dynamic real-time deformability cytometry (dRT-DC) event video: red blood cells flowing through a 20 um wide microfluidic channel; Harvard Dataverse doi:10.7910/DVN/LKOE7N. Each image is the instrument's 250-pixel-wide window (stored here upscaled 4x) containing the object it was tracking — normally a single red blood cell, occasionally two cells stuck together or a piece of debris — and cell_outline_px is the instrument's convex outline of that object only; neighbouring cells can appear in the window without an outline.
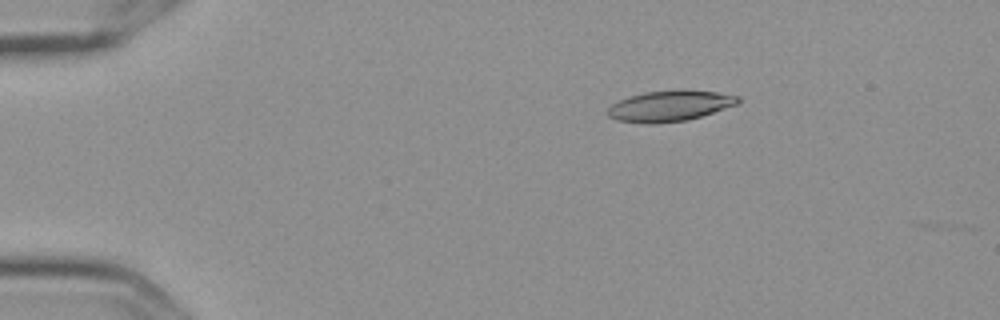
{"species": "Egyptian fruit bat (a non-hibernating species)", "species_latin": "Rousettus aegyptiacus", "temperature_condition": "cold", "stored_images_in_passage": 3, "camera_frame_rate_fps": 3000, "um_per_image_px": 0.085, "frame": {"image": 1, "passage_image": 1, "time_ms": 0.0, "image_size_px": [1000, 320], "cell_outline_px": [[740, 100], [736, 104], [688, 120], [656, 124], [648, 124], [616, 120], [608, 116], [608, 108], [612, 104], [628, 96], [644, 92], [680, 88], [684, 88], [716, 92], [740, 96]], "centroid_in_image_um": [56.91, 8.98], "position_along_channel_um": 28.1, "area_um2": 23.64}}